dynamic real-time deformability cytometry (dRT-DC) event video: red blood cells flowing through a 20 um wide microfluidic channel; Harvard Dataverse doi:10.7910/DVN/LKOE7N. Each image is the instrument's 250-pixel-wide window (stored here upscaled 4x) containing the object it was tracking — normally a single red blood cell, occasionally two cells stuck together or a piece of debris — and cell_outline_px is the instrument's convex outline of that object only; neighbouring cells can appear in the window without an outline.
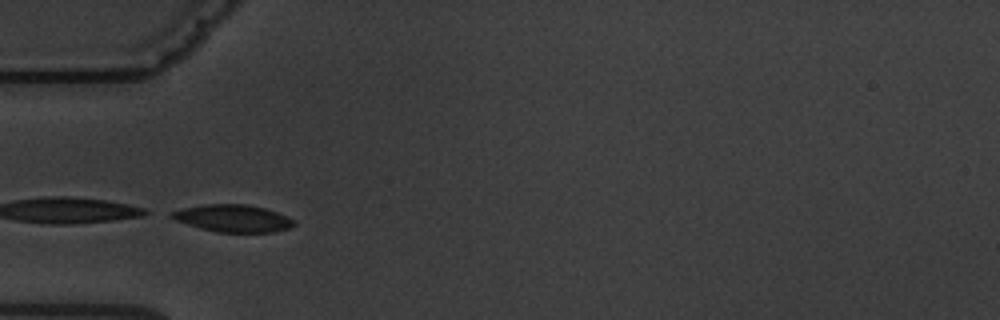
{"species": "common noctule bat (a hibernating species)", "species_latin": "Nyctalus noctula", "temperature_condition": "warm", "stored_images_in_passage": 3, "camera_frame_rate_fps": 3000, "um_per_image_px": 0.085, "animal": {"sex": "male", "body_mass_g": 19.5, "forearm_length_mm": 54.6}, "frame": {"image": 1, "passage_image": 3, "time_ms": 2.333, "image_size_px": [1000, 320], "cell_outline_px": [[296, 224], [292, 228], [272, 232], [216, 232], [200, 228], [176, 220], [168, 212], [184, 208], [204, 204], [244, 204], [264, 208], [276, 212], [292, 220]], "centroid_in_image_um": [19.8, 18.56], "position_along_channel_um": 65.2, "area_um2": 19.19}}